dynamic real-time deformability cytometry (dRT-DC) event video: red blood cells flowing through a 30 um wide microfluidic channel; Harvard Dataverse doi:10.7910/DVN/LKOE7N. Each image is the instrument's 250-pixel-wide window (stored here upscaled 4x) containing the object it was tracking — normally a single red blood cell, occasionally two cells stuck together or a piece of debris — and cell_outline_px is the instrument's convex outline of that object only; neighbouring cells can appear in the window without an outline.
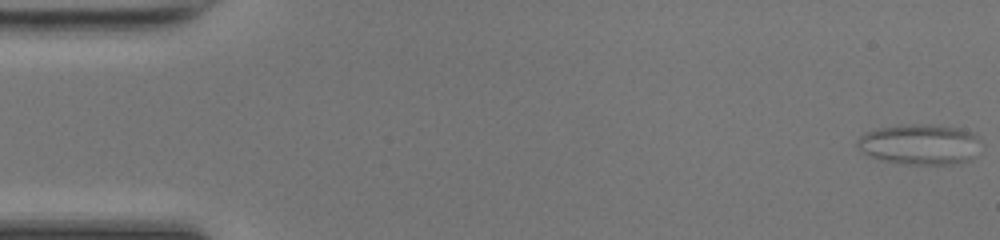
{"species": "common noctule bat (a hibernating species)", "species_latin": "Nyctalus noctula", "temperature_condition": "room temperature", "stored_images_in_passage": 49, "camera_frame_rate_fps": 3000, "um_per_image_px": 0.085, "animal": {"sex": "female", "body_mass_g": 17.0, "forearm_length_mm": 48.0}, "frame": {"image": 1, "passage_image": 1, "time_ms": 0.0, "image_size_px": [1000, 240], "cell_outline_px": [[980, 140], [972, 160], [952, 164], [904, 164], [884, 160], [872, 156], [864, 152], [856, 144], [856, 140], [864, 132], [876, 128], [900, 124], [928, 124], [960, 128], [972, 132]], "centroid_in_image_um": [78.17, 12.25], "position_along_channel_um": 6.8, "area_um2": 29.19}}
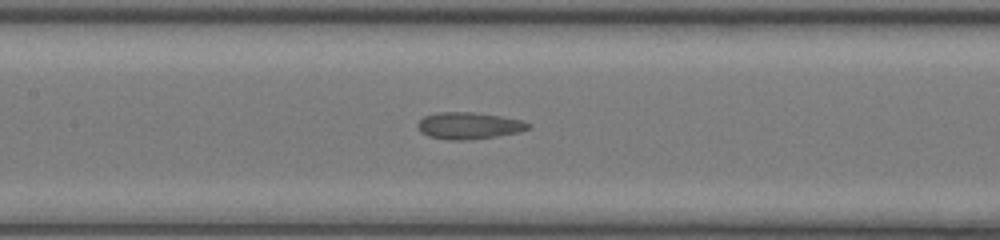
{"frame": {"image": 2, "passage_image": 23, "time_ms": 7.333, "image_size_px": [1000, 240], "cell_outline_px": [[532, 128], [520, 132], [496, 136], [468, 140], [448, 140], [428, 136], [420, 132], [416, 124], [424, 116], [440, 112], [472, 112], [500, 116], [524, 120], [532, 124]], "centroid_in_image_um": [39.89, 10.68], "position_along_channel_um": 167.5, "area_um2": 17.46}}
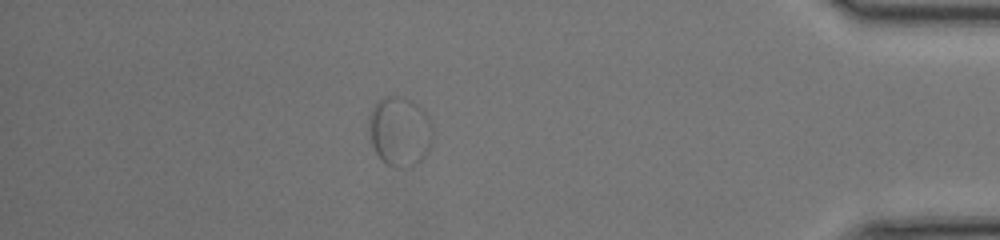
{"frame": {"image": 3, "passage_image": 43, "time_ms": 14.0, "image_size_px": [1000, 240], "cell_outline_px": [[432, 140], [428, 152], [416, 164], [408, 168], [392, 168], [380, 160], [372, 144], [368, 128], [368, 116], [372, 108], [380, 100], [388, 96], [400, 96], [416, 104], [428, 116], [432, 124]], "centroid_in_image_um": [33.96, 11.21], "position_along_channel_um": 401.2, "area_um2": 26.07}}